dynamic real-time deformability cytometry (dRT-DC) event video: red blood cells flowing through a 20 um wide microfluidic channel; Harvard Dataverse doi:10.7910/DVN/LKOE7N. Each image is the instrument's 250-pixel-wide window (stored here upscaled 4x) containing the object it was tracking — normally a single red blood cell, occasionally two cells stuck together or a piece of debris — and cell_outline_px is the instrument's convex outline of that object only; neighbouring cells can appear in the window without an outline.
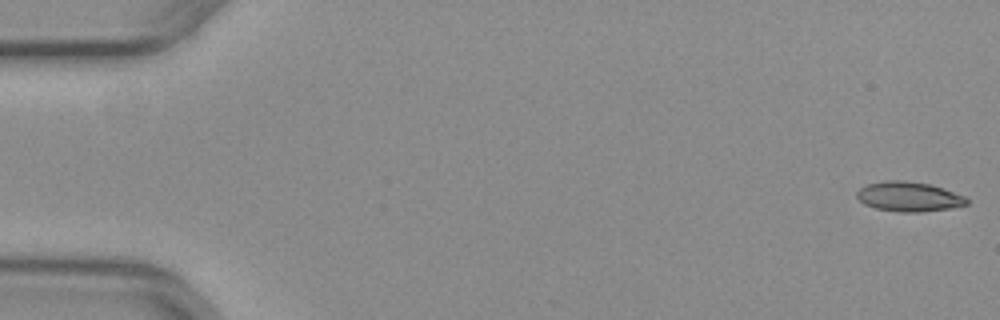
{"species": "common noctule bat (a hibernating species)", "species_latin": "Nyctalus noctula", "temperature_condition": "warm", "stored_images_in_passage": 19, "camera_frame_rate_fps": 3000, "um_per_image_px": 0.085, "animal": {"sex": "female", "body_mass_g": 29.2, "forearm_length_mm": 56.3}, "frame": {"image": 1, "passage_image": 1, "time_ms": 0.0, "image_size_px": [1000, 320], "cell_outline_px": [[968, 204], [948, 208], [920, 212], [900, 212], [876, 208], [864, 204], [856, 196], [856, 192], [860, 188], [868, 184], [884, 180], [904, 180], [932, 184], [944, 188], [964, 196], [968, 200]], "centroid_in_image_um": [77.24, 16.7], "position_along_channel_um": 7.8, "area_um2": 19.02}}
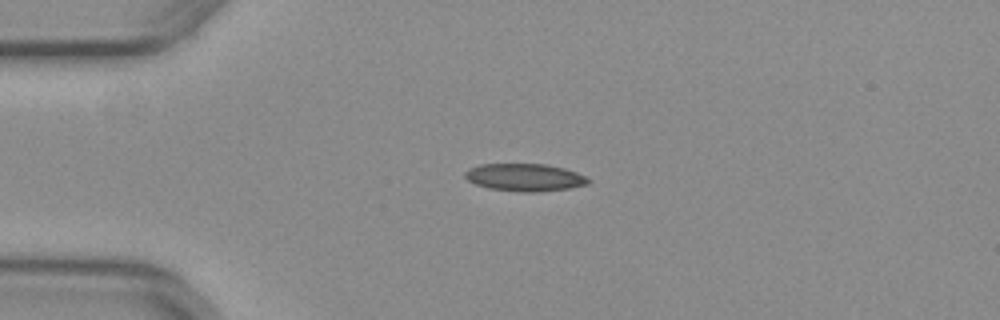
{"frame": {"image": 2, "passage_image": 13, "time_ms": 4.0, "image_size_px": [1000, 320], "cell_outline_px": [[592, 180], [588, 184], [572, 188], [540, 192], [524, 192], [488, 188], [476, 184], [468, 180], [464, 176], [464, 172], [468, 168], [480, 164], [548, 164], [564, 168], [576, 172]], "centroid_in_image_um": [44.62, 15.08], "position_along_channel_um": 40.4, "area_um2": 19.94}}
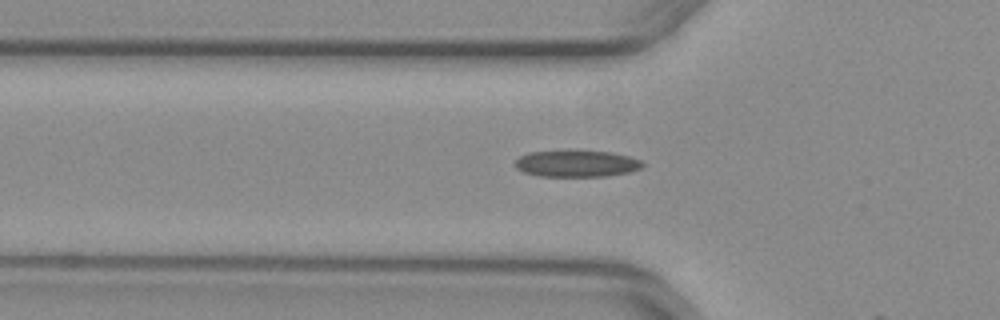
{"frame": {"image": 3, "passage_image": 18, "time_ms": 5.667, "image_size_px": [1000, 320], "cell_outline_px": [[644, 164], [640, 168], [628, 172], [604, 176], [540, 176], [524, 172], [516, 168], [512, 164], [520, 156], [528, 152], [608, 152], [628, 156], [640, 160]], "centroid_in_image_um": [48.96, 13.92], "position_along_channel_um": 76.8, "area_um2": 19.19}}